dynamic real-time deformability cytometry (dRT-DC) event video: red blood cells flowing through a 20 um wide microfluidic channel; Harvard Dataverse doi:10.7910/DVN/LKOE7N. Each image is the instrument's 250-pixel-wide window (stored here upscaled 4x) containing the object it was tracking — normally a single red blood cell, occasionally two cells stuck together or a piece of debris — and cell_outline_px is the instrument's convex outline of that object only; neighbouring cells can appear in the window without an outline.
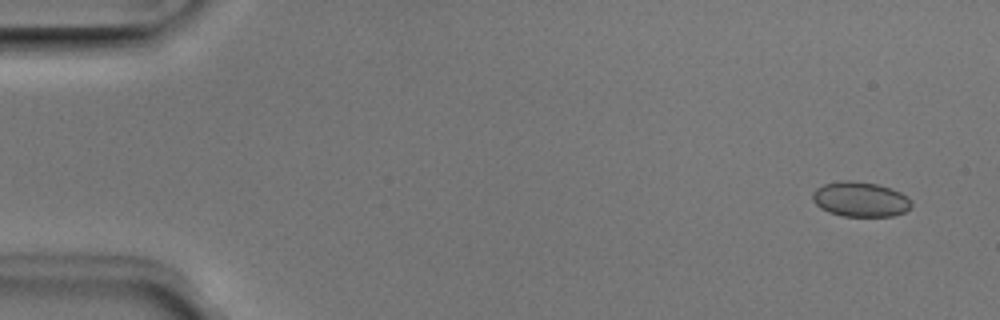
{"species": "Egyptian fruit bat (a non-hibernating species)", "species_latin": "Rousettus aegyptiacus", "temperature_condition": "room temperature", "stored_images_in_passage": 51, "camera_frame_rate_fps": 3000, "um_per_image_px": 0.085, "animal": {"sex": "male"}, "frame": {"image": 1, "passage_image": 3, "time_ms": 0.667, "image_size_px": [1000, 320], "cell_outline_px": [[912, 208], [904, 212], [892, 216], [844, 216], [828, 212], [820, 208], [812, 200], [812, 192], [816, 188], [824, 184], [840, 180], [848, 180], [876, 184], [900, 192], [912, 204]], "centroid_in_image_um": [73.08, 16.94], "position_along_channel_um": 11.9, "area_um2": 20.0}}
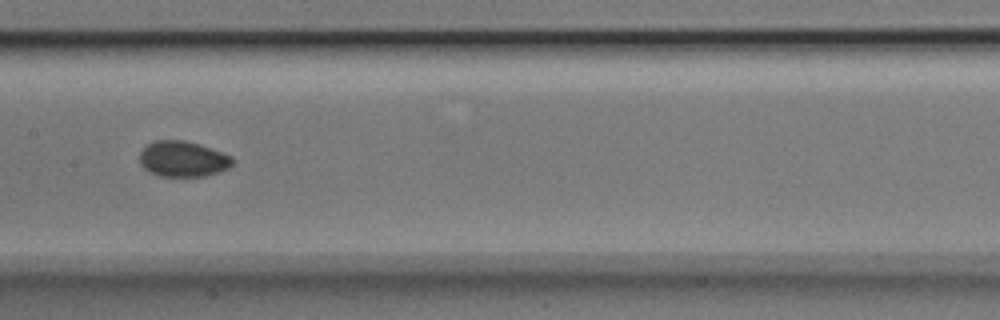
{"frame": {"image": 2, "passage_image": 26, "time_ms": 8.333, "image_size_px": [1000, 320], "cell_outline_px": [[236, 160], [228, 168], [204, 176], [160, 176], [144, 168], [140, 164], [140, 152], [148, 144], [156, 140], [184, 140], [200, 144], [232, 156]], "centroid_in_image_um": [15.56, 13.5], "position_along_channel_um": 191.8, "area_um2": 19.19}}
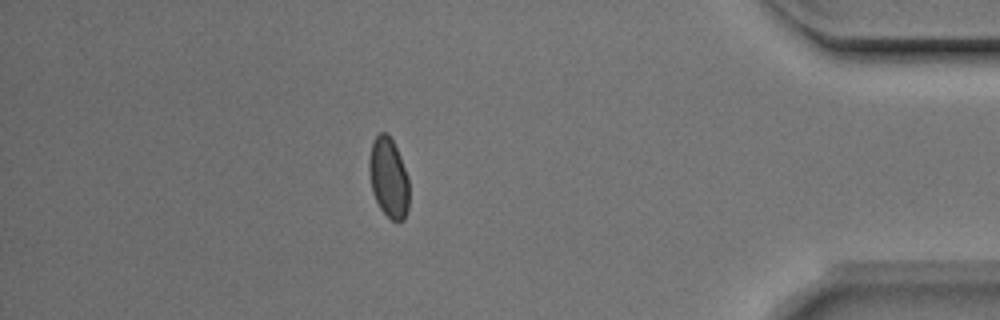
{"frame": {"image": 3, "passage_image": 45, "time_ms": 14.667, "image_size_px": [1000, 320], "cell_outline_px": [[408, 208], [404, 220], [392, 220], [380, 208], [372, 192], [368, 168], [368, 160], [372, 140], [380, 132], [388, 132], [400, 156], [408, 176]], "centroid_in_image_um": [33.01, 15.07], "position_along_channel_um": 402.2, "area_um2": 18.67}, "authors_computed_cell_mechanics": {"area_um2": 19.1896, "velocity_mm_per_s": 3.9578, "shape_relaxation_time_tau1_ms": 5.7432, "shape_relaxation_time_tau2_ms": null, "deformation_change_tau1": 0.0535, "deformation_change_tau2": null}}